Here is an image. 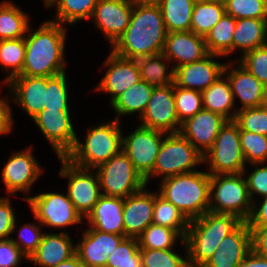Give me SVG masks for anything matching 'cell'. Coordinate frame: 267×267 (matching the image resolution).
I'll return each mask as SVG.
<instances>
[{
  "label": "cell",
  "mask_w": 267,
  "mask_h": 267,
  "mask_svg": "<svg viewBox=\"0 0 267 267\" xmlns=\"http://www.w3.org/2000/svg\"><path fill=\"white\" fill-rule=\"evenodd\" d=\"M260 199V203L258 200L252 202V210L246 221L249 227L267 226V196Z\"/></svg>",
  "instance_id": "f5cc1de1"
},
{
  "label": "cell",
  "mask_w": 267,
  "mask_h": 267,
  "mask_svg": "<svg viewBox=\"0 0 267 267\" xmlns=\"http://www.w3.org/2000/svg\"><path fill=\"white\" fill-rule=\"evenodd\" d=\"M158 182V193L175 205L189 221L209 211L210 174L207 171L199 169Z\"/></svg>",
  "instance_id": "277c9868"
},
{
  "label": "cell",
  "mask_w": 267,
  "mask_h": 267,
  "mask_svg": "<svg viewBox=\"0 0 267 267\" xmlns=\"http://www.w3.org/2000/svg\"><path fill=\"white\" fill-rule=\"evenodd\" d=\"M26 202L32 211L34 219H37L45 228L63 229L66 227L84 223L83 217L76 210L67 192H41L28 197Z\"/></svg>",
  "instance_id": "8fae6325"
},
{
  "label": "cell",
  "mask_w": 267,
  "mask_h": 267,
  "mask_svg": "<svg viewBox=\"0 0 267 267\" xmlns=\"http://www.w3.org/2000/svg\"><path fill=\"white\" fill-rule=\"evenodd\" d=\"M180 244L185 249L183 256L174 249H140L143 267H189L185 241Z\"/></svg>",
  "instance_id": "ab89813d"
},
{
  "label": "cell",
  "mask_w": 267,
  "mask_h": 267,
  "mask_svg": "<svg viewBox=\"0 0 267 267\" xmlns=\"http://www.w3.org/2000/svg\"><path fill=\"white\" fill-rule=\"evenodd\" d=\"M4 84L10 89L8 100L17 104L31 119L44 109L47 77L15 76Z\"/></svg>",
  "instance_id": "d6986e66"
},
{
  "label": "cell",
  "mask_w": 267,
  "mask_h": 267,
  "mask_svg": "<svg viewBox=\"0 0 267 267\" xmlns=\"http://www.w3.org/2000/svg\"><path fill=\"white\" fill-rule=\"evenodd\" d=\"M243 221L235 215L206 212L189 221L184 241L189 267H202L220 242Z\"/></svg>",
  "instance_id": "3957f363"
},
{
  "label": "cell",
  "mask_w": 267,
  "mask_h": 267,
  "mask_svg": "<svg viewBox=\"0 0 267 267\" xmlns=\"http://www.w3.org/2000/svg\"><path fill=\"white\" fill-rule=\"evenodd\" d=\"M237 267H267V258L259 256L251 250Z\"/></svg>",
  "instance_id": "9f6ffc18"
},
{
  "label": "cell",
  "mask_w": 267,
  "mask_h": 267,
  "mask_svg": "<svg viewBox=\"0 0 267 267\" xmlns=\"http://www.w3.org/2000/svg\"><path fill=\"white\" fill-rule=\"evenodd\" d=\"M196 0H162V12L167 33L190 31L193 7Z\"/></svg>",
  "instance_id": "836d02e7"
},
{
  "label": "cell",
  "mask_w": 267,
  "mask_h": 267,
  "mask_svg": "<svg viewBox=\"0 0 267 267\" xmlns=\"http://www.w3.org/2000/svg\"><path fill=\"white\" fill-rule=\"evenodd\" d=\"M42 1H43V6H45V8H48L54 2V0H42Z\"/></svg>",
  "instance_id": "94428289"
},
{
  "label": "cell",
  "mask_w": 267,
  "mask_h": 267,
  "mask_svg": "<svg viewBox=\"0 0 267 267\" xmlns=\"http://www.w3.org/2000/svg\"><path fill=\"white\" fill-rule=\"evenodd\" d=\"M249 228L252 250L259 256L267 258V226Z\"/></svg>",
  "instance_id": "db71d44e"
},
{
  "label": "cell",
  "mask_w": 267,
  "mask_h": 267,
  "mask_svg": "<svg viewBox=\"0 0 267 267\" xmlns=\"http://www.w3.org/2000/svg\"><path fill=\"white\" fill-rule=\"evenodd\" d=\"M220 55L209 53L203 59L175 68L174 84L203 92L223 75L225 62H218Z\"/></svg>",
  "instance_id": "ac0fdd59"
},
{
  "label": "cell",
  "mask_w": 267,
  "mask_h": 267,
  "mask_svg": "<svg viewBox=\"0 0 267 267\" xmlns=\"http://www.w3.org/2000/svg\"><path fill=\"white\" fill-rule=\"evenodd\" d=\"M60 178L67 179V195L76 210L85 218L102 196L98 171L71 163L66 157H58Z\"/></svg>",
  "instance_id": "9c48e42d"
},
{
  "label": "cell",
  "mask_w": 267,
  "mask_h": 267,
  "mask_svg": "<svg viewBox=\"0 0 267 267\" xmlns=\"http://www.w3.org/2000/svg\"><path fill=\"white\" fill-rule=\"evenodd\" d=\"M226 122L227 119L222 115L203 108L181 123L179 133L204 155L212 147Z\"/></svg>",
  "instance_id": "ffe728a7"
},
{
  "label": "cell",
  "mask_w": 267,
  "mask_h": 267,
  "mask_svg": "<svg viewBox=\"0 0 267 267\" xmlns=\"http://www.w3.org/2000/svg\"><path fill=\"white\" fill-rule=\"evenodd\" d=\"M133 3L130 0H98L91 21L104 34L111 47L127 29Z\"/></svg>",
  "instance_id": "e0dca14e"
},
{
  "label": "cell",
  "mask_w": 267,
  "mask_h": 267,
  "mask_svg": "<svg viewBox=\"0 0 267 267\" xmlns=\"http://www.w3.org/2000/svg\"><path fill=\"white\" fill-rule=\"evenodd\" d=\"M140 249H173L176 242L184 240L175 230L150 224L137 238ZM174 246V247H173Z\"/></svg>",
  "instance_id": "f35d334b"
},
{
  "label": "cell",
  "mask_w": 267,
  "mask_h": 267,
  "mask_svg": "<svg viewBox=\"0 0 267 267\" xmlns=\"http://www.w3.org/2000/svg\"><path fill=\"white\" fill-rule=\"evenodd\" d=\"M240 144L246 164L267 162V136L239 130Z\"/></svg>",
  "instance_id": "7bdbcfd3"
},
{
  "label": "cell",
  "mask_w": 267,
  "mask_h": 267,
  "mask_svg": "<svg viewBox=\"0 0 267 267\" xmlns=\"http://www.w3.org/2000/svg\"><path fill=\"white\" fill-rule=\"evenodd\" d=\"M139 125L165 133H178L181 123L178 120L174 99V84L154 87Z\"/></svg>",
  "instance_id": "9a60e30c"
},
{
  "label": "cell",
  "mask_w": 267,
  "mask_h": 267,
  "mask_svg": "<svg viewBox=\"0 0 267 267\" xmlns=\"http://www.w3.org/2000/svg\"><path fill=\"white\" fill-rule=\"evenodd\" d=\"M70 234L63 230L57 232H44L36 251L28 259V263L39 267H54L76 254V244Z\"/></svg>",
  "instance_id": "484cf974"
},
{
  "label": "cell",
  "mask_w": 267,
  "mask_h": 267,
  "mask_svg": "<svg viewBox=\"0 0 267 267\" xmlns=\"http://www.w3.org/2000/svg\"><path fill=\"white\" fill-rule=\"evenodd\" d=\"M263 106L267 107V84L264 85V99H263Z\"/></svg>",
  "instance_id": "91938a15"
},
{
  "label": "cell",
  "mask_w": 267,
  "mask_h": 267,
  "mask_svg": "<svg viewBox=\"0 0 267 267\" xmlns=\"http://www.w3.org/2000/svg\"><path fill=\"white\" fill-rule=\"evenodd\" d=\"M174 99L180 123L203 109L202 92L178 87L174 84Z\"/></svg>",
  "instance_id": "f6af8a7d"
},
{
  "label": "cell",
  "mask_w": 267,
  "mask_h": 267,
  "mask_svg": "<svg viewBox=\"0 0 267 267\" xmlns=\"http://www.w3.org/2000/svg\"><path fill=\"white\" fill-rule=\"evenodd\" d=\"M236 26V19L226 13L205 36L209 53L227 57L232 55V42Z\"/></svg>",
  "instance_id": "d590c367"
},
{
  "label": "cell",
  "mask_w": 267,
  "mask_h": 267,
  "mask_svg": "<svg viewBox=\"0 0 267 267\" xmlns=\"http://www.w3.org/2000/svg\"><path fill=\"white\" fill-rule=\"evenodd\" d=\"M203 164V155L179 132L168 133L163 138L159 153L156 157L153 171L145 178L146 185L152 178L161 180L197 171ZM151 178V179H150Z\"/></svg>",
  "instance_id": "8992f818"
},
{
  "label": "cell",
  "mask_w": 267,
  "mask_h": 267,
  "mask_svg": "<svg viewBox=\"0 0 267 267\" xmlns=\"http://www.w3.org/2000/svg\"><path fill=\"white\" fill-rule=\"evenodd\" d=\"M234 121L239 130L267 136V107H252L238 110Z\"/></svg>",
  "instance_id": "7dc6e473"
},
{
  "label": "cell",
  "mask_w": 267,
  "mask_h": 267,
  "mask_svg": "<svg viewBox=\"0 0 267 267\" xmlns=\"http://www.w3.org/2000/svg\"><path fill=\"white\" fill-rule=\"evenodd\" d=\"M153 223L175 230L183 239L189 227V220L172 203L154 191Z\"/></svg>",
  "instance_id": "8d00e7d4"
},
{
  "label": "cell",
  "mask_w": 267,
  "mask_h": 267,
  "mask_svg": "<svg viewBox=\"0 0 267 267\" xmlns=\"http://www.w3.org/2000/svg\"><path fill=\"white\" fill-rule=\"evenodd\" d=\"M101 66L107 68L106 73L93 90L110 94L109 104L141 80L136 59L124 58L111 51Z\"/></svg>",
  "instance_id": "2e32d148"
},
{
  "label": "cell",
  "mask_w": 267,
  "mask_h": 267,
  "mask_svg": "<svg viewBox=\"0 0 267 267\" xmlns=\"http://www.w3.org/2000/svg\"><path fill=\"white\" fill-rule=\"evenodd\" d=\"M210 175L241 174L247 167L242 153L239 126L234 120H227L221 127L214 144L203 155Z\"/></svg>",
  "instance_id": "ba28073f"
},
{
  "label": "cell",
  "mask_w": 267,
  "mask_h": 267,
  "mask_svg": "<svg viewBox=\"0 0 267 267\" xmlns=\"http://www.w3.org/2000/svg\"><path fill=\"white\" fill-rule=\"evenodd\" d=\"M224 14V3L196 0L193 7L190 31L196 35L205 37Z\"/></svg>",
  "instance_id": "e575fe53"
},
{
  "label": "cell",
  "mask_w": 267,
  "mask_h": 267,
  "mask_svg": "<svg viewBox=\"0 0 267 267\" xmlns=\"http://www.w3.org/2000/svg\"><path fill=\"white\" fill-rule=\"evenodd\" d=\"M54 267H86L85 264H83L78 255L75 254L73 257H71L70 259L66 260V261H63L59 264H57L56 266Z\"/></svg>",
  "instance_id": "6f0895ef"
},
{
  "label": "cell",
  "mask_w": 267,
  "mask_h": 267,
  "mask_svg": "<svg viewBox=\"0 0 267 267\" xmlns=\"http://www.w3.org/2000/svg\"><path fill=\"white\" fill-rule=\"evenodd\" d=\"M98 0H54L47 8H55L54 19L62 25L77 26L80 21L90 20Z\"/></svg>",
  "instance_id": "1f68e13d"
},
{
  "label": "cell",
  "mask_w": 267,
  "mask_h": 267,
  "mask_svg": "<svg viewBox=\"0 0 267 267\" xmlns=\"http://www.w3.org/2000/svg\"><path fill=\"white\" fill-rule=\"evenodd\" d=\"M147 186L123 199L125 237L137 239L153 223L154 192Z\"/></svg>",
  "instance_id": "7402d4cb"
},
{
  "label": "cell",
  "mask_w": 267,
  "mask_h": 267,
  "mask_svg": "<svg viewBox=\"0 0 267 267\" xmlns=\"http://www.w3.org/2000/svg\"><path fill=\"white\" fill-rule=\"evenodd\" d=\"M28 16L10 0L0 1V40L24 38L31 25Z\"/></svg>",
  "instance_id": "4dcf8cb0"
},
{
  "label": "cell",
  "mask_w": 267,
  "mask_h": 267,
  "mask_svg": "<svg viewBox=\"0 0 267 267\" xmlns=\"http://www.w3.org/2000/svg\"><path fill=\"white\" fill-rule=\"evenodd\" d=\"M209 1H218V2L225 3L227 0H209Z\"/></svg>",
  "instance_id": "6125c7cd"
},
{
  "label": "cell",
  "mask_w": 267,
  "mask_h": 267,
  "mask_svg": "<svg viewBox=\"0 0 267 267\" xmlns=\"http://www.w3.org/2000/svg\"><path fill=\"white\" fill-rule=\"evenodd\" d=\"M223 74L230 82L235 103L236 99L239 98L238 100L242 104L238 110L263 105L264 85L245 69L237 59L225 64Z\"/></svg>",
  "instance_id": "603a6c76"
},
{
  "label": "cell",
  "mask_w": 267,
  "mask_h": 267,
  "mask_svg": "<svg viewBox=\"0 0 267 267\" xmlns=\"http://www.w3.org/2000/svg\"><path fill=\"white\" fill-rule=\"evenodd\" d=\"M28 258L11 240H0V267H18Z\"/></svg>",
  "instance_id": "f907efd6"
},
{
  "label": "cell",
  "mask_w": 267,
  "mask_h": 267,
  "mask_svg": "<svg viewBox=\"0 0 267 267\" xmlns=\"http://www.w3.org/2000/svg\"><path fill=\"white\" fill-rule=\"evenodd\" d=\"M37 222V223H36ZM36 223V224H34ZM42 225L36 219L33 223L22 224L18 230L17 220L11 231L10 239L17 245L21 252L29 259L30 256L36 251L41 242L44 232L41 231ZM18 233L16 239L12 235Z\"/></svg>",
  "instance_id": "ee69618b"
},
{
  "label": "cell",
  "mask_w": 267,
  "mask_h": 267,
  "mask_svg": "<svg viewBox=\"0 0 267 267\" xmlns=\"http://www.w3.org/2000/svg\"><path fill=\"white\" fill-rule=\"evenodd\" d=\"M167 133L139 125L122 136V150L145 179L154 168L163 138Z\"/></svg>",
  "instance_id": "4fadbf2b"
},
{
  "label": "cell",
  "mask_w": 267,
  "mask_h": 267,
  "mask_svg": "<svg viewBox=\"0 0 267 267\" xmlns=\"http://www.w3.org/2000/svg\"><path fill=\"white\" fill-rule=\"evenodd\" d=\"M237 61L263 85L267 84V44L245 52Z\"/></svg>",
  "instance_id": "c3c4849f"
},
{
  "label": "cell",
  "mask_w": 267,
  "mask_h": 267,
  "mask_svg": "<svg viewBox=\"0 0 267 267\" xmlns=\"http://www.w3.org/2000/svg\"><path fill=\"white\" fill-rule=\"evenodd\" d=\"M106 267H143L138 240L125 237L109 254Z\"/></svg>",
  "instance_id": "60d3db41"
},
{
  "label": "cell",
  "mask_w": 267,
  "mask_h": 267,
  "mask_svg": "<svg viewBox=\"0 0 267 267\" xmlns=\"http://www.w3.org/2000/svg\"><path fill=\"white\" fill-rule=\"evenodd\" d=\"M153 89L154 86L147 84L143 80H139L129 89L118 95L108 104L115 112L116 117L114 119L121 121L122 117L127 115L132 116L135 113L139 119L147 107Z\"/></svg>",
  "instance_id": "83f0119b"
},
{
  "label": "cell",
  "mask_w": 267,
  "mask_h": 267,
  "mask_svg": "<svg viewBox=\"0 0 267 267\" xmlns=\"http://www.w3.org/2000/svg\"><path fill=\"white\" fill-rule=\"evenodd\" d=\"M252 250L251 229L243 221L227 235L202 267H237Z\"/></svg>",
  "instance_id": "d4e9b609"
},
{
  "label": "cell",
  "mask_w": 267,
  "mask_h": 267,
  "mask_svg": "<svg viewBox=\"0 0 267 267\" xmlns=\"http://www.w3.org/2000/svg\"><path fill=\"white\" fill-rule=\"evenodd\" d=\"M84 219L88 228L124 235L123 199L102 195Z\"/></svg>",
  "instance_id": "4316f807"
},
{
  "label": "cell",
  "mask_w": 267,
  "mask_h": 267,
  "mask_svg": "<svg viewBox=\"0 0 267 267\" xmlns=\"http://www.w3.org/2000/svg\"><path fill=\"white\" fill-rule=\"evenodd\" d=\"M9 197H0V240L10 239L11 231L17 220L15 209Z\"/></svg>",
  "instance_id": "816d5d0a"
},
{
  "label": "cell",
  "mask_w": 267,
  "mask_h": 267,
  "mask_svg": "<svg viewBox=\"0 0 267 267\" xmlns=\"http://www.w3.org/2000/svg\"><path fill=\"white\" fill-rule=\"evenodd\" d=\"M136 5H159L162 0H130Z\"/></svg>",
  "instance_id": "680465c9"
},
{
  "label": "cell",
  "mask_w": 267,
  "mask_h": 267,
  "mask_svg": "<svg viewBox=\"0 0 267 267\" xmlns=\"http://www.w3.org/2000/svg\"><path fill=\"white\" fill-rule=\"evenodd\" d=\"M33 150L29 146L21 151H14L4 163L1 169L2 182L9 197L13 194L17 197L18 192H21L27 195L22 197L26 201L31 196V188L43 175L44 168L33 155Z\"/></svg>",
  "instance_id": "7c38bea8"
},
{
  "label": "cell",
  "mask_w": 267,
  "mask_h": 267,
  "mask_svg": "<svg viewBox=\"0 0 267 267\" xmlns=\"http://www.w3.org/2000/svg\"><path fill=\"white\" fill-rule=\"evenodd\" d=\"M8 98L0 96V136L12 133L14 127V119L12 115L11 103Z\"/></svg>",
  "instance_id": "11a10c76"
},
{
  "label": "cell",
  "mask_w": 267,
  "mask_h": 267,
  "mask_svg": "<svg viewBox=\"0 0 267 267\" xmlns=\"http://www.w3.org/2000/svg\"><path fill=\"white\" fill-rule=\"evenodd\" d=\"M96 170L101 193L104 196L124 199L146 185L145 179L135 169L123 150L97 167Z\"/></svg>",
  "instance_id": "30bf717a"
},
{
  "label": "cell",
  "mask_w": 267,
  "mask_h": 267,
  "mask_svg": "<svg viewBox=\"0 0 267 267\" xmlns=\"http://www.w3.org/2000/svg\"><path fill=\"white\" fill-rule=\"evenodd\" d=\"M121 123L113 118L89 126L84 142L77 137L73 149L65 157L75 165L96 169L122 151Z\"/></svg>",
  "instance_id": "5b68a950"
},
{
  "label": "cell",
  "mask_w": 267,
  "mask_h": 267,
  "mask_svg": "<svg viewBox=\"0 0 267 267\" xmlns=\"http://www.w3.org/2000/svg\"><path fill=\"white\" fill-rule=\"evenodd\" d=\"M67 82L66 72L47 77L46 104H44V109L70 110Z\"/></svg>",
  "instance_id": "b9f144b4"
},
{
  "label": "cell",
  "mask_w": 267,
  "mask_h": 267,
  "mask_svg": "<svg viewBox=\"0 0 267 267\" xmlns=\"http://www.w3.org/2000/svg\"><path fill=\"white\" fill-rule=\"evenodd\" d=\"M203 108L234 120L238 108L228 78L223 74L202 92ZM236 107V108H235Z\"/></svg>",
  "instance_id": "f546056e"
},
{
  "label": "cell",
  "mask_w": 267,
  "mask_h": 267,
  "mask_svg": "<svg viewBox=\"0 0 267 267\" xmlns=\"http://www.w3.org/2000/svg\"><path fill=\"white\" fill-rule=\"evenodd\" d=\"M81 236L76 242V254L86 267H106L109 254L125 238L93 228L84 229Z\"/></svg>",
  "instance_id": "44dd1931"
},
{
  "label": "cell",
  "mask_w": 267,
  "mask_h": 267,
  "mask_svg": "<svg viewBox=\"0 0 267 267\" xmlns=\"http://www.w3.org/2000/svg\"><path fill=\"white\" fill-rule=\"evenodd\" d=\"M57 157H65L74 147L77 134L71 110L43 109L33 119Z\"/></svg>",
  "instance_id": "5bb4252c"
},
{
  "label": "cell",
  "mask_w": 267,
  "mask_h": 267,
  "mask_svg": "<svg viewBox=\"0 0 267 267\" xmlns=\"http://www.w3.org/2000/svg\"><path fill=\"white\" fill-rule=\"evenodd\" d=\"M162 53L170 63L174 61L172 66L174 69L201 60L209 54L205 37L196 35L192 31L167 33Z\"/></svg>",
  "instance_id": "cb8c5ba5"
},
{
  "label": "cell",
  "mask_w": 267,
  "mask_h": 267,
  "mask_svg": "<svg viewBox=\"0 0 267 267\" xmlns=\"http://www.w3.org/2000/svg\"><path fill=\"white\" fill-rule=\"evenodd\" d=\"M25 37L18 39L0 40V66L6 71L3 82L19 75L25 61Z\"/></svg>",
  "instance_id": "74e56055"
},
{
  "label": "cell",
  "mask_w": 267,
  "mask_h": 267,
  "mask_svg": "<svg viewBox=\"0 0 267 267\" xmlns=\"http://www.w3.org/2000/svg\"><path fill=\"white\" fill-rule=\"evenodd\" d=\"M31 26L25 36L23 70L17 76L52 77L66 72V26L49 19L36 30Z\"/></svg>",
  "instance_id": "6da1fadb"
},
{
  "label": "cell",
  "mask_w": 267,
  "mask_h": 267,
  "mask_svg": "<svg viewBox=\"0 0 267 267\" xmlns=\"http://www.w3.org/2000/svg\"><path fill=\"white\" fill-rule=\"evenodd\" d=\"M252 210L245 174L210 175L209 211L247 221Z\"/></svg>",
  "instance_id": "52a82bcc"
},
{
  "label": "cell",
  "mask_w": 267,
  "mask_h": 267,
  "mask_svg": "<svg viewBox=\"0 0 267 267\" xmlns=\"http://www.w3.org/2000/svg\"><path fill=\"white\" fill-rule=\"evenodd\" d=\"M141 80L154 87L174 84L175 70L163 53L136 59Z\"/></svg>",
  "instance_id": "d6a6232c"
},
{
  "label": "cell",
  "mask_w": 267,
  "mask_h": 267,
  "mask_svg": "<svg viewBox=\"0 0 267 267\" xmlns=\"http://www.w3.org/2000/svg\"><path fill=\"white\" fill-rule=\"evenodd\" d=\"M167 31L159 5H136L124 33L109 48L129 59L154 56L163 52Z\"/></svg>",
  "instance_id": "7a4b0ae2"
},
{
  "label": "cell",
  "mask_w": 267,
  "mask_h": 267,
  "mask_svg": "<svg viewBox=\"0 0 267 267\" xmlns=\"http://www.w3.org/2000/svg\"><path fill=\"white\" fill-rule=\"evenodd\" d=\"M224 6L225 13L236 20L267 19V0H227Z\"/></svg>",
  "instance_id": "bcb514c9"
},
{
  "label": "cell",
  "mask_w": 267,
  "mask_h": 267,
  "mask_svg": "<svg viewBox=\"0 0 267 267\" xmlns=\"http://www.w3.org/2000/svg\"><path fill=\"white\" fill-rule=\"evenodd\" d=\"M267 44V19L244 18L236 20L232 42V54L241 56L250 50Z\"/></svg>",
  "instance_id": "f1b7e54d"
},
{
  "label": "cell",
  "mask_w": 267,
  "mask_h": 267,
  "mask_svg": "<svg viewBox=\"0 0 267 267\" xmlns=\"http://www.w3.org/2000/svg\"><path fill=\"white\" fill-rule=\"evenodd\" d=\"M252 166L253 171L249 172L248 176L246 172L250 170L245 168L243 173L247 181L250 199L254 202L259 198L267 196V162L251 164Z\"/></svg>",
  "instance_id": "681fc988"
}]
</instances>
